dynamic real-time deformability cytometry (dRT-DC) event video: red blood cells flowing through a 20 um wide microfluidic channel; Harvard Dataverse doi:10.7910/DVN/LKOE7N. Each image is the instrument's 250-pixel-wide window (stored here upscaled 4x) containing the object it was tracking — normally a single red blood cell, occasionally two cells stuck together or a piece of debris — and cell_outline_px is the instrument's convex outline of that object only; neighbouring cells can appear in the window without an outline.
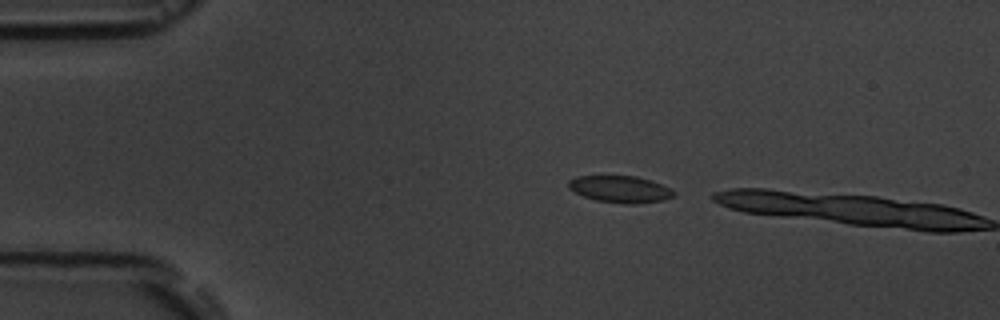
{"species": "common noctule bat (a hibernating species)", "species_latin": "Nyctalus noctula", "temperature_condition": "room temperature", "stored_images_in_passage": 2, "camera_frame_rate_fps": 3000, "um_per_image_px": 0.085, "animal": {"sex": "male", "body_mass_g": 19.5, "forearm_length_mm": 54.6}, "frame": {"image": 1, "passage_image": 1, "time_ms": 0.0, "image_size_px": [1000, 320], "cell_outline_px": [[676, 196], [664, 200], [636, 204], [624, 204], [596, 200], [584, 196], [568, 188], [568, 180], [576, 176], [636, 176], [672, 188], [676, 192]], "centroid_in_image_um": [52.75, 16.09], "position_along_channel_um": 32.3, "area_um2": 16.53}}